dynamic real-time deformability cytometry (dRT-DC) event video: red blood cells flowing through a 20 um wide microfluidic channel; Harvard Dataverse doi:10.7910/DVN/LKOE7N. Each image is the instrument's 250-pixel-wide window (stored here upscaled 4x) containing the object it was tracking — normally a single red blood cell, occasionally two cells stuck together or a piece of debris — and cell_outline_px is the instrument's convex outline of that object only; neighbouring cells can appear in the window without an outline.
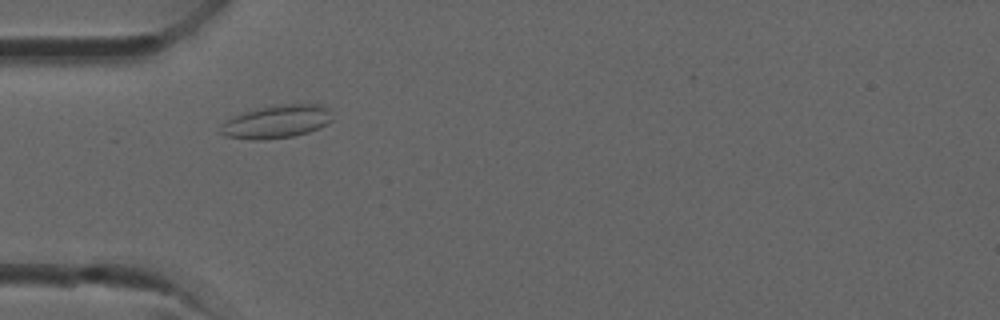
{"species": "common noctule bat (a hibernating species)", "species_latin": "Nyctalus noctula", "temperature_condition": "room temperature", "stored_images_in_passage": 28, "camera_frame_rate_fps": 3000, "um_per_image_px": 0.085, "animal": {"sex": "male", "forearm_length_mm": 52.5}, "frame": {"image": 1, "passage_image": 4, "time_ms": 1.0, "image_size_px": [1000, 320], "cell_outline_px": [[332, 120], [328, 124], [320, 128], [308, 132], [292, 136], [264, 140], [252, 140], [224, 136], [220, 132], [224, 124], [228, 120], [244, 112], [256, 108], [280, 104], [324, 104], [328, 108]], "centroid_in_image_um": [23.56, 10.34], "position_along_channel_um": 61.4, "area_um2": 21.44}}